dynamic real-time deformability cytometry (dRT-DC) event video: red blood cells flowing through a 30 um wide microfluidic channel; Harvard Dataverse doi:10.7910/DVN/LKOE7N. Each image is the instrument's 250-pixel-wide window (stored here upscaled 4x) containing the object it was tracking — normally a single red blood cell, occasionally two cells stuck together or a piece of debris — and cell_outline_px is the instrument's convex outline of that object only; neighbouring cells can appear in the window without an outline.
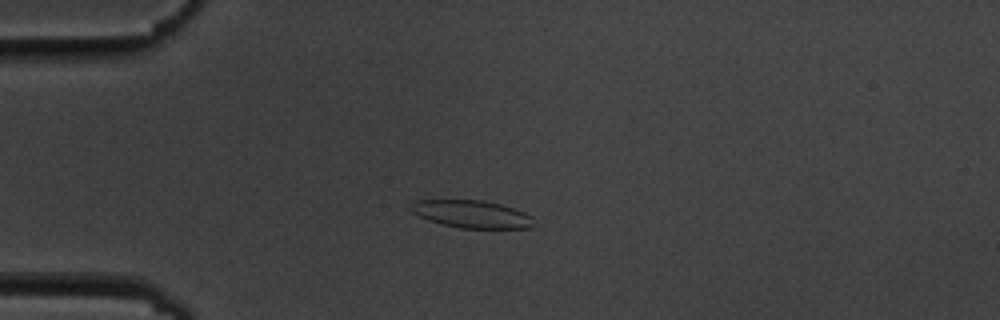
{"species": "common noctule bat (a hibernating species)", "species_latin": "Nyctalus noctula", "temperature_condition": "cold", "stored_images_in_passage": 6, "camera_frame_rate_fps": 3000, "um_per_image_px": 0.085, "animal": {"sex": "male", "body_mass_g": 19.5, "forearm_length_mm": 54.6}, "frame": {"image": 1, "passage_image": 1, "time_ms": 0.0, "image_size_px": [1000, 320], "cell_outline_px": [[532, 228], [460, 228], [428, 220], [412, 212], [408, 208], [408, 204], [416, 200], [484, 200], [500, 204], [524, 212], [532, 216]], "centroid_in_image_um": [40.05, 18.19], "position_along_channel_um": 44.9, "area_um2": 19.71}}
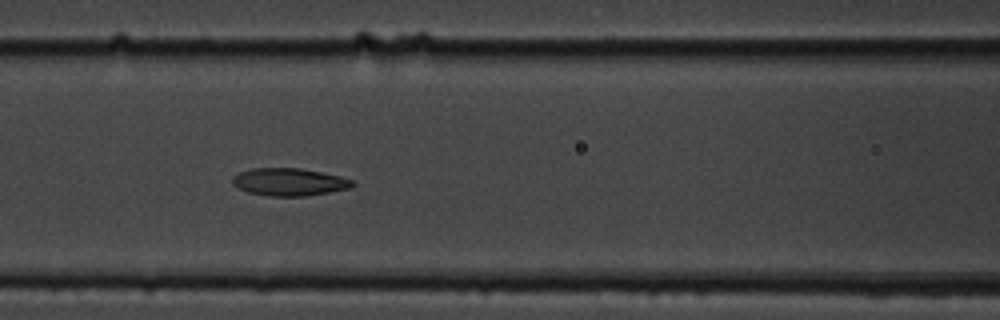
{"frame": {"image": 2, "passage_image": 4, "time_ms": 3.333, "image_size_px": [1000, 320], "cell_outline_px": [[356, 184], [348, 188], [328, 192], [304, 196], [268, 196], [248, 192], [232, 184], [232, 176], [240, 172], [252, 168], [300, 168], [340, 176], [356, 180]], "centroid_in_image_um": [24.59, 15.46], "position_along_channel_um": 142.0, "area_um2": 19.25}}
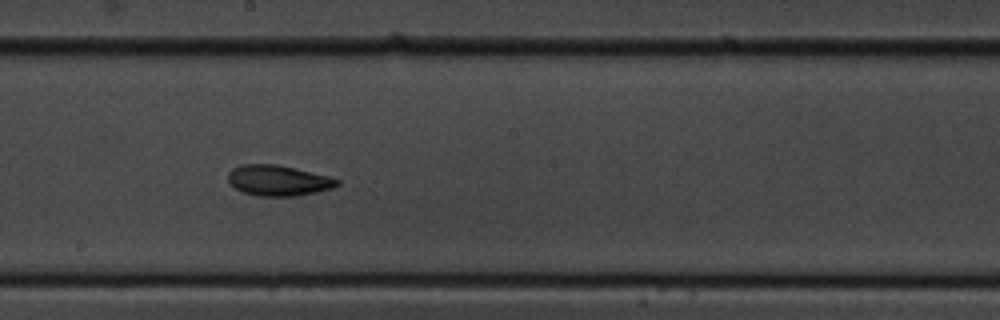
{"frame": {"image": 3, "passage_image": 6, "time_ms": 5.667, "image_size_px": [1000, 320], "cell_outline_px": [[340, 184], [332, 188], [316, 192], [296, 196], [256, 196], [244, 192], [236, 188], [228, 180], [228, 172], [232, 168], [240, 164], [276, 164], [328, 176], [340, 180]], "centroid_in_image_um": [23.64, 15.34], "position_along_channel_um": 224.6, "area_um2": 19.36}}